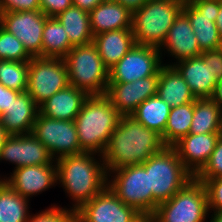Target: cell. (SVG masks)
Wrapping results in <instances>:
<instances>
[{
	"mask_svg": "<svg viewBox=\"0 0 222 222\" xmlns=\"http://www.w3.org/2000/svg\"><path fill=\"white\" fill-rule=\"evenodd\" d=\"M164 147L162 137L156 131L132 116H121L101 157L109 175L123 167L143 164Z\"/></svg>",
	"mask_w": 222,
	"mask_h": 222,
	"instance_id": "1",
	"label": "cell"
},
{
	"mask_svg": "<svg viewBox=\"0 0 222 222\" xmlns=\"http://www.w3.org/2000/svg\"><path fill=\"white\" fill-rule=\"evenodd\" d=\"M55 162L57 180L75 201L72 207L75 212L107 187V170L103 163L95 161L94 153L64 156Z\"/></svg>",
	"mask_w": 222,
	"mask_h": 222,
	"instance_id": "2",
	"label": "cell"
},
{
	"mask_svg": "<svg viewBox=\"0 0 222 222\" xmlns=\"http://www.w3.org/2000/svg\"><path fill=\"white\" fill-rule=\"evenodd\" d=\"M120 117L105 95L89 96L74 120L81 153H100L101 156Z\"/></svg>",
	"mask_w": 222,
	"mask_h": 222,
	"instance_id": "3",
	"label": "cell"
},
{
	"mask_svg": "<svg viewBox=\"0 0 222 222\" xmlns=\"http://www.w3.org/2000/svg\"><path fill=\"white\" fill-rule=\"evenodd\" d=\"M149 172V190L153 193V214L194 176L185 168L174 147L165 146L143 163Z\"/></svg>",
	"mask_w": 222,
	"mask_h": 222,
	"instance_id": "4",
	"label": "cell"
},
{
	"mask_svg": "<svg viewBox=\"0 0 222 222\" xmlns=\"http://www.w3.org/2000/svg\"><path fill=\"white\" fill-rule=\"evenodd\" d=\"M183 5L169 0H148L133 11L131 30L135 43L160 48Z\"/></svg>",
	"mask_w": 222,
	"mask_h": 222,
	"instance_id": "5",
	"label": "cell"
},
{
	"mask_svg": "<svg viewBox=\"0 0 222 222\" xmlns=\"http://www.w3.org/2000/svg\"><path fill=\"white\" fill-rule=\"evenodd\" d=\"M63 60L69 85L85 91L89 96L105 95L109 83V69L102 62L93 43L74 46Z\"/></svg>",
	"mask_w": 222,
	"mask_h": 222,
	"instance_id": "6",
	"label": "cell"
},
{
	"mask_svg": "<svg viewBox=\"0 0 222 222\" xmlns=\"http://www.w3.org/2000/svg\"><path fill=\"white\" fill-rule=\"evenodd\" d=\"M208 211L205 185L193 177L168 201L160 203L153 217L154 222H204Z\"/></svg>",
	"mask_w": 222,
	"mask_h": 222,
	"instance_id": "7",
	"label": "cell"
},
{
	"mask_svg": "<svg viewBox=\"0 0 222 222\" xmlns=\"http://www.w3.org/2000/svg\"><path fill=\"white\" fill-rule=\"evenodd\" d=\"M113 172L115 177L107 184L110 190L140 214L153 215V193L149 190V172L144 165H131Z\"/></svg>",
	"mask_w": 222,
	"mask_h": 222,
	"instance_id": "8",
	"label": "cell"
},
{
	"mask_svg": "<svg viewBox=\"0 0 222 222\" xmlns=\"http://www.w3.org/2000/svg\"><path fill=\"white\" fill-rule=\"evenodd\" d=\"M68 85V72L63 58L33 56L28 61L26 92L38 106Z\"/></svg>",
	"mask_w": 222,
	"mask_h": 222,
	"instance_id": "9",
	"label": "cell"
},
{
	"mask_svg": "<svg viewBox=\"0 0 222 222\" xmlns=\"http://www.w3.org/2000/svg\"><path fill=\"white\" fill-rule=\"evenodd\" d=\"M31 133L45 145L53 159L81 153L74 121L57 120L38 112Z\"/></svg>",
	"mask_w": 222,
	"mask_h": 222,
	"instance_id": "10",
	"label": "cell"
},
{
	"mask_svg": "<svg viewBox=\"0 0 222 222\" xmlns=\"http://www.w3.org/2000/svg\"><path fill=\"white\" fill-rule=\"evenodd\" d=\"M160 49L135 44L127 54L109 69V83L133 82L156 75L161 67Z\"/></svg>",
	"mask_w": 222,
	"mask_h": 222,
	"instance_id": "11",
	"label": "cell"
},
{
	"mask_svg": "<svg viewBox=\"0 0 222 222\" xmlns=\"http://www.w3.org/2000/svg\"><path fill=\"white\" fill-rule=\"evenodd\" d=\"M141 215L107 186L75 212V222H134Z\"/></svg>",
	"mask_w": 222,
	"mask_h": 222,
	"instance_id": "12",
	"label": "cell"
},
{
	"mask_svg": "<svg viewBox=\"0 0 222 222\" xmlns=\"http://www.w3.org/2000/svg\"><path fill=\"white\" fill-rule=\"evenodd\" d=\"M220 9L217 0H189L182 11L190 20L200 51L215 50L222 47V39L216 26Z\"/></svg>",
	"mask_w": 222,
	"mask_h": 222,
	"instance_id": "13",
	"label": "cell"
},
{
	"mask_svg": "<svg viewBox=\"0 0 222 222\" xmlns=\"http://www.w3.org/2000/svg\"><path fill=\"white\" fill-rule=\"evenodd\" d=\"M47 18L41 10L3 12L1 26L17 37L32 57L42 56V33Z\"/></svg>",
	"mask_w": 222,
	"mask_h": 222,
	"instance_id": "14",
	"label": "cell"
},
{
	"mask_svg": "<svg viewBox=\"0 0 222 222\" xmlns=\"http://www.w3.org/2000/svg\"><path fill=\"white\" fill-rule=\"evenodd\" d=\"M159 72L133 82L108 83L105 96L121 116H131L146 99L157 94Z\"/></svg>",
	"mask_w": 222,
	"mask_h": 222,
	"instance_id": "15",
	"label": "cell"
},
{
	"mask_svg": "<svg viewBox=\"0 0 222 222\" xmlns=\"http://www.w3.org/2000/svg\"><path fill=\"white\" fill-rule=\"evenodd\" d=\"M0 160L15 163V168L50 165L54 161L45 145L32 133L8 135L1 147Z\"/></svg>",
	"mask_w": 222,
	"mask_h": 222,
	"instance_id": "16",
	"label": "cell"
},
{
	"mask_svg": "<svg viewBox=\"0 0 222 222\" xmlns=\"http://www.w3.org/2000/svg\"><path fill=\"white\" fill-rule=\"evenodd\" d=\"M32 165L15 168L8 179H3L17 194L28 197L45 191L58 182L56 164Z\"/></svg>",
	"mask_w": 222,
	"mask_h": 222,
	"instance_id": "17",
	"label": "cell"
},
{
	"mask_svg": "<svg viewBox=\"0 0 222 222\" xmlns=\"http://www.w3.org/2000/svg\"><path fill=\"white\" fill-rule=\"evenodd\" d=\"M220 133L188 134L173 147L185 168L195 177L207 164Z\"/></svg>",
	"mask_w": 222,
	"mask_h": 222,
	"instance_id": "18",
	"label": "cell"
},
{
	"mask_svg": "<svg viewBox=\"0 0 222 222\" xmlns=\"http://www.w3.org/2000/svg\"><path fill=\"white\" fill-rule=\"evenodd\" d=\"M172 66L184 78L196 99L212 98L219 80L212 72L210 61L198 56L181 60Z\"/></svg>",
	"mask_w": 222,
	"mask_h": 222,
	"instance_id": "19",
	"label": "cell"
},
{
	"mask_svg": "<svg viewBox=\"0 0 222 222\" xmlns=\"http://www.w3.org/2000/svg\"><path fill=\"white\" fill-rule=\"evenodd\" d=\"M162 47H166L168 53L178 61L198 57L202 53L190 20L183 11L176 17L159 49Z\"/></svg>",
	"mask_w": 222,
	"mask_h": 222,
	"instance_id": "20",
	"label": "cell"
},
{
	"mask_svg": "<svg viewBox=\"0 0 222 222\" xmlns=\"http://www.w3.org/2000/svg\"><path fill=\"white\" fill-rule=\"evenodd\" d=\"M38 112L39 106L33 98L27 92H21L0 116V123L8 135L29 134Z\"/></svg>",
	"mask_w": 222,
	"mask_h": 222,
	"instance_id": "21",
	"label": "cell"
},
{
	"mask_svg": "<svg viewBox=\"0 0 222 222\" xmlns=\"http://www.w3.org/2000/svg\"><path fill=\"white\" fill-rule=\"evenodd\" d=\"M89 95L68 85L39 106V112L49 118L74 121Z\"/></svg>",
	"mask_w": 222,
	"mask_h": 222,
	"instance_id": "22",
	"label": "cell"
},
{
	"mask_svg": "<svg viewBox=\"0 0 222 222\" xmlns=\"http://www.w3.org/2000/svg\"><path fill=\"white\" fill-rule=\"evenodd\" d=\"M89 16L93 36L107 31L132 28V12L111 0L101 2Z\"/></svg>",
	"mask_w": 222,
	"mask_h": 222,
	"instance_id": "23",
	"label": "cell"
},
{
	"mask_svg": "<svg viewBox=\"0 0 222 222\" xmlns=\"http://www.w3.org/2000/svg\"><path fill=\"white\" fill-rule=\"evenodd\" d=\"M104 65L110 69L117 64L136 44L131 29H120L100 33L92 42Z\"/></svg>",
	"mask_w": 222,
	"mask_h": 222,
	"instance_id": "24",
	"label": "cell"
},
{
	"mask_svg": "<svg viewBox=\"0 0 222 222\" xmlns=\"http://www.w3.org/2000/svg\"><path fill=\"white\" fill-rule=\"evenodd\" d=\"M157 95L171 108L196 100L184 78L170 64L159 71Z\"/></svg>",
	"mask_w": 222,
	"mask_h": 222,
	"instance_id": "25",
	"label": "cell"
},
{
	"mask_svg": "<svg viewBox=\"0 0 222 222\" xmlns=\"http://www.w3.org/2000/svg\"><path fill=\"white\" fill-rule=\"evenodd\" d=\"M65 28L73 46L87 45L93 42L90 16L87 11L71 6L55 17Z\"/></svg>",
	"mask_w": 222,
	"mask_h": 222,
	"instance_id": "26",
	"label": "cell"
},
{
	"mask_svg": "<svg viewBox=\"0 0 222 222\" xmlns=\"http://www.w3.org/2000/svg\"><path fill=\"white\" fill-rule=\"evenodd\" d=\"M170 110L171 107L156 94L143 101L131 116L162 137Z\"/></svg>",
	"mask_w": 222,
	"mask_h": 222,
	"instance_id": "27",
	"label": "cell"
},
{
	"mask_svg": "<svg viewBox=\"0 0 222 222\" xmlns=\"http://www.w3.org/2000/svg\"><path fill=\"white\" fill-rule=\"evenodd\" d=\"M222 108L212 98L196 99L190 134L220 133Z\"/></svg>",
	"mask_w": 222,
	"mask_h": 222,
	"instance_id": "28",
	"label": "cell"
},
{
	"mask_svg": "<svg viewBox=\"0 0 222 222\" xmlns=\"http://www.w3.org/2000/svg\"><path fill=\"white\" fill-rule=\"evenodd\" d=\"M73 47L63 25L48 17L42 33V57L64 58Z\"/></svg>",
	"mask_w": 222,
	"mask_h": 222,
	"instance_id": "29",
	"label": "cell"
},
{
	"mask_svg": "<svg viewBox=\"0 0 222 222\" xmlns=\"http://www.w3.org/2000/svg\"><path fill=\"white\" fill-rule=\"evenodd\" d=\"M193 114L194 102L171 108L164 135L162 136L165 146L173 147L189 134Z\"/></svg>",
	"mask_w": 222,
	"mask_h": 222,
	"instance_id": "30",
	"label": "cell"
},
{
	"mask_svg": "<svg viewBox=\"0 0 222 222\" xmlns=\"http://www.w3.org/2000/svg\"><path fill=\"white\" fill-rule=\"evenodd\" d=\"M28 201L0 180V222H26L29 217Z\"/></svg>",
	"mask_w": 222,
	"mask_h": 222,
	"instance_id": "31",
	"label": "cell"
},
{
	"mask_svg": "<svg viewBox=\"0 0 222 222\" xmlns=\"http://www.w3.org/2000/svg\"><path fill=\"white\" fill-rule=\"evenodd\" d=\"M0 83L7 88L26 92L28 86V61L0 60Z\"/></svg>",
	"mask_w": 222,
	"mask_h": 222,
	"instance_id": "32",
	"label": "cell"
},
{
	"mask_svg": "<svg viewBox=\"0 0 222 222\" xmlns=\"http://www.w3.org/2000/svg\"><path fill=\"white\" fill-rule=\"evenodd\" d=\"M31 59L23 43L0 25V60L24 62Z\"/></svg>",
	"mask_w": 222,
	"mask_h": 222,
	"instance_id": "33",
	"label": "cell"
},
{
	"mask_svg": "<svg viewBox=\"0 0 222 222\" xmlns=\"http://www.w3.org/2000/svg\"><path fill=\"white\" fill-rule=\"evenodd\" d=\"M222 176V135L218 138L209 161L195 176L197 179H211Z\"/></svg>",
	"mask_w": 222,
	"mask_h": 222,
	"instance_id": "34",
	"label": "cell"
},
{
	"mask_svg": "<svg viewBox=\"0 0 222 222\" xmlns=\"http://www.w3.org/2000/svg\"><path fill=\"white\" fill-rule=\"evenodd\" d=\"M26 222H75V211L53 206L33 217L29 215Z\"/></svg>",
	"mask_w": 222,
	"mask_h": 222,
	"instance_id": "35",
	"label": "cell"
},
{
	"mask_svg": "<svg viewBox=\"0 0 222 222\" xmlns=\"http://www.w3.org/2000/svg\"><path fill=\"white\" fill-rule=\"evenodd\" d=\"M205 185L208 196V210H222V176L211 179H198Z\"/></svg>",
	"mask_w": 222,
	"mask_h": 222,
	"instance_id": "36",
	"label": "cell"
},
{
	"mask_svg": "<svg viewBox=\"0 0 222 222\" xmlns=\"http://www.w3.org/2000/svg\"><path fill=\"white\" fill-rule=\"evenodd\" d=\"M0 4L3 12L40 10V0H0Z\"/></svg>",
	"mask_w": 222,
	"mask_h": 222,
	"instance_id": "37",
	"label": "cell"
},
{
	"mask_svg": "<svg viewBox=\"0 0 222 222\" xmlns=\"http://www.w3.org/2000/svg\"><path fill=\"white\" fill-rule=\"evenodd\" d=\"M72 5V0H40V10L47 17H56Z\"/></svg>",
	"mask_w": 222,
	"mask_h": 222,
	"instance_id": "38",
	"label": "cell"
},
{
	"mask_svg": "<svg viewBox=\"0 0 222 222\" xmlns=\"http://www.w3.org/2000/svg\"><path fill=\"white\" fill-rule=\"evenodd\" d=\"M200 57L204 61H210L212 72L219 81L222 80V47L215 50L203 51Z\"/></svg>",
	"mask_w": 222,
	"mask_h": 222,
	"instance_id": "39",
	"label": "cell"
},
{
	"mask_svg": "<svg viewBox=\"0 0 222 222\" xmlns=\"http://www.w3.org/2000/svg\"><path fill=\"white\" fill-rule=\"evenodd\" d=\"M21 92L5 87L0 83V116L4 114L12 101L20 94Z\"/></svg>",
	"mask_w": 222,
	"mask_h": 222,
	"instance_id": "40",
	"label": "cell"
},
{
	"mask_svg": "<svg viewBox=\"0 0 222 222\" xmlns=\"http://www.w3.org/2000/svg\"><path fill=\"white\" fill-rule=\"evenodd\" d=\"M104 1L106 0H72V4L73 6L79 7L81 10L90 13L95 7Z\"/></svg>",
	"mask_w": 222,
	"mask_h": 222,
	"instance_id": "41",
	"label": "cell"
},
{
	"mask_svg": "<svg viewBox=\"0 0 222 222\" xmlns=\"http://www.w3.org/2000/svg\"><path fill=\"white\" fill-rule=\"evenodd\" d=\"M120 3L122 6L128 8L131 12L141 8L148 0H111Z\"/></svg>",
	"mask_w": 222,
	"mask_h": 222,
	"instance_id": "42",
	"label": "cell"
},
{
	"mask_svg": "<svg viewBox=\"0 0 222 222\" xmlns=\"http://www.w3.org/2000/svg\"><path fill=\"white\" fill-rule=\"evenodd\" d=\"M212 99L222 108V80L217 83Z\"/></svg>",
	"mask_w": 222,
	"mask_h": 222,
	"instance_id": "43",
	"label": "cell"
},
{
	"mask_svg": "<svg viewBox=\"0 0 222 222\" xmlns=\"http://www.w3.org/2000/svg\"><path fill=\"white\" fill-rule=\"evenodd\" d=\"M215 23L219 31L220 37L222 39V2L221 1H220V9H219L218 16L216 18Z\"/></svg>",
	"mask_w": 222,
	"mask_h": 222,
	"instance_id": "44",
	"label": "cell"
},
{
	"mask_svg": "<svg viewBox=\"0 0 222 222\" xmlns=\"http://www.w3.org/2000/svg\"><path fill=\"white\" fill-rule=\"evenodd\" d=\"M134 222H154V217H153V215H141Z\"/></svg>",
	"mask_w": 222,
	"mask_h": 222,
	"instance_id": "45",
	"label": "cell"
},
{
	"mask_svg": "<svg viewBox=\"0 0 222 222\" xmlns=\"http://www.w3.org/2000/svg\"><path fill=\"white\" fill-rule=\"evenodd\" d=\"M8 136L6 133L4 127L0 123V152H1V147L3 146L5 138Z\"/></svg>",
	"mask_w": 222,
	"mask_h": 222,
	"instance_id": "46",
	"label": "cell"
},
{
	"mask_svg": "<svg viewBox=\"0 0 222 222\" xmlns=\"http://www.w3.org/2000/svg\"><path fill=\"white\" fill-rule=\"evenodd\" d=\"M212 217L210 222H222V210L214 211V216L212 215Z\"/></svg>",
	"mask_w": 222,
	"mask_h": 222,
	"instance_id": "47",
	"label": "cell"
},
{
	"mask_svg": "<svg viewBox=\"0 0 222 222\" xmlns=\"http://www.w3.org/2000/svg\"><path fill=\"white\" fill-rule=\"evenodd\" d=\"M169 1H173V2H176V3H180V4H185L189 0H169Z\"/></svg>",
	"mask_w": 222,
	"mask_h": 222,
	"instance_id": "48",
	"label": "cell"
},
{
	"mask_svg": "<svg viewBox=\"0 0 222 222\" xmlns=\"http://www.w3.org/2000/svg\"><path fill=\"white\" fill-rule=\"evenodd\" d=\"M2 14H3V11H2V8H1V4H0V25H1Z\"/></svg>",
	"mask_w": 222,
	"mask_h": 222,
	"instance_id": "49",
	"label": "cell"
},
{
	"mask_svg": "<svg viewBox=\"0 0 222 222\" xmlns=\"http://www.w3.org/2000/svg\"><path fill=\"white\" fill-rule=\"evenodd\" d=\"M220 135H222V111H221V128H220Z\"/></svg>",
	"mask_w": 222,
	"mask_h": 222,
	"instance_id": "50",
	"label": "cell"
}]
</instances>
